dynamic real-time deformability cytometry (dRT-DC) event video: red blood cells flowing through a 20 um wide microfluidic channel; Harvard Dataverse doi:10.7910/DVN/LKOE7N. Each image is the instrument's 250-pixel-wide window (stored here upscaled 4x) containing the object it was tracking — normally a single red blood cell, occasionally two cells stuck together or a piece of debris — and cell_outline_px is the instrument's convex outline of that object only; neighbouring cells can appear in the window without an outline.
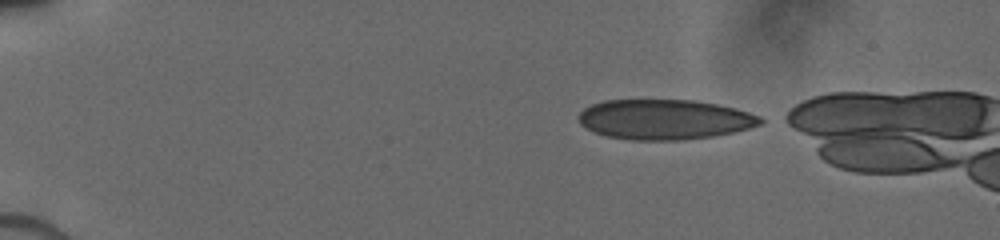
{"species": "human", "species_latin": "Homo sapiens", "temperature_condition": "cold", "stored_images_in_passage": 9, "camera_frame_rate_fps": 3000, "um_per_image_px": 0.085, "donor": {"sex": "male"}, "frame": {"image": 1, "passage_image": 1, "time_ms": 0.0, "image_size_px": [1000, 240], "cell_outline_px": [[768, 120], [760, 124], [748, 128], [732, 132], [712, 136], [684, 140], [632, 140], [608, 136], [596, 132], [580, 124], [576, 116], [584, 108], [592, 104], [604, 100], [696, 100], [716, 104], [748, 112], [760, 116]], "centroid_in_image_um": [56.48, 10.15], "position_along_channel_um": 28.5, "area_um2": 42.37}}